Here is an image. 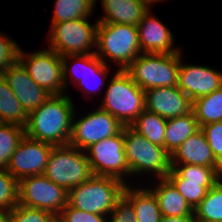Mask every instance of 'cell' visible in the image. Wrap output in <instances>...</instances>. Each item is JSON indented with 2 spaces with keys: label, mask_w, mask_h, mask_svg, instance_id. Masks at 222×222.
Returning <instances> with one entry per match:
<instances>
[{
  "label": "cell",
  "mask_w": 222,
  "mask_h": 222,
  "mask_svg": "<svg viewBox=\"0 0 222 222\" xmlns=\"http://www.w3.org/2000/svg\"><path fill=\"white\" fill-rule=\"evenodd\" d=\"M71 97L66 94L51 95L37 109L28 114L25 135L53 146L67 145L75 116Z\"/></svg>",
  "instance_id": "obj_1"
},
{
  "label": "cell",
  "mask_w": 222,
  "mask_h": 222,
  "mask_svg": "<svg viewBox=\"0 0 222 222\" xmlns=\"http://www.w3.org/2000/svg\"><path fill=\"white\" fill-rule=\"evenodd\" d=\"M125 185L113 177L92 175L68 191L67 204L84 212L108 216L123 195Z\"/></svg>",
  "instance_id": "obj_2"
},
{
  "label": "cell",
  "mask_w": 222,
  "mask_h": 222,
  "mask_svg": "<svg viewBox=\"0 0 222 222\" xmlns=\"http://www.w3.org/2000/svg\"><path fill=\"white\" fill-rule=\"evenodd\" d=\"M106 88L101 108L123 126H130L145 110V91L125 70H118Z\"/></svg>",
  "instance_id": "obj_3"
},
{
  "label": "cell",
  "mask_w": 222,
  "mask_h": 222,
  "mask_svg": "<svg viewBox=\"0 0 222 222\" xmlns=\"http://www.w3.org/2000/svg\"><path fill=\"white\" fill-rule=\"evenodd\" d=\"M125 155L130 176L148 172L157 179L171 171V154L162 146L151 143L131 126L123 127Z\"/></svg>",
  "instance_id": "obj_4"
},
{
  "label": "cell",
  "mask_w": 222,
  "mask_h": 222,
  "mask_svg": "<svg viewBox=\"0 0 222 222\" xmlns=\"http://www.w3.org/2000/svg\"><path fill=\"white\" fill-rule=\"evenodd\" d=\"M96 55L106 64L107 60L120 64L125 70L141 53L137 26L117 23H99Z\"/></svg>",
  "instance_id": "obj_5"
},
{
  "label": "cell",
  "mask_w": 222,
  "mask_h": 222,
  "mask_svg": "<svg viewBox=\"0 0 222 222\" xmlns=\"http://www.w3.org/2000/svg\"><path fill=\"white\" fill-rule=\"evenodd\" d=\"M180 52L173 54L141 53L125 71L144 91L178 85Z\"/></svg>",
  "instance_id": "obj_6"
},
{
  "label": "cell",
  "mask_w": 222,
  "mask_h": 222,
  "mask_svg": "<svg viewBox=\"0 0 222 222\" xmlns=\"http://www.w3.org/2000/svg\"><path fill=\"white\" fill-rule=\"evenodd\" d=\"M44 175L69 191L88 180L93 172L87 153L67 144L53 146Z\"/></svg>",
  "instance_id": "obj_7"
},
{
  "label": "cell",
  "mask_w": 222,
  "mask_h": 222,
  "mask_svg": "<svg viewBox=\"0 0 222 222\" xmlns=\"http://www.w3.org/2000/svg\"><path fill=\"white\" fill-rule=\"evenodd\" d=\"M88 18L52 23L49 33V49L62 56L96 53L90 49L97 45L99 22L91 25ZM94 45V46H93Z\"/></svg>",
  "instance_id": "obj_8"
},
{
  "label": "cell",
  "mask_w": 222,
  "mask_h": 222,
  "mask_svg": "<svg viewBox=\"0 0 222 222\" xmlns=\"http://www.w3.org/2000/svg\"><path fill=\"white\" fill-rule=\"evenodd\" d=\"M166 178L194 210L207 191L222 179V167L171 164V171Z\"/></svg>",
  "instance_id": "obj_9"
},
{
  "label": "cell",
  "mask_w": 222,
  "mask_h": 222,
  "mask_svg": "<svg viewBox=\"0 0 222 222\" xmlns=\"http://www.w3.org/2000/svg\"><path fill=\"white\" fill-rule=\"evenodd\" d=\"M93 175L113 177L125 184L130 175L125 155L123 128L116 134L92 144L85 150ZM125 176V177H124Z\"/></svg>",
  "instance_id": "obj_10"
},
{
  "label": "cell",
  "mask_w": 222,
  "mask_h": 222,
  "mask_svg": "<svg viewBox=\"0 0 222 222\" xmlns=\"http://www.w3.org/2000/svg\"><path fill=\"white\" fill-rule=\"evenodd\" d=\"M29 54L19 47L18 60L31 79L51 95L65 94L62 57L49 48Z\"/></svg>",
  "instance_id": "obj_11"
},
{
  "label": "cell",
  "mask_w": 222,
  "mask_h": 222,
  "mask_svg": "<svg viewBox=\"0 0 222 222\" xmlns=\"http://www.w3.org/2000/svg\"><path fill=\"white\" fill-rule=\"evenodd\" d=\"M68 191L44 174L29 176L19 181L18 204L43 209L58 216L67 205Z\"/></svg>",
  "instance_id": "obj_12"
},
{
  "label": "cell",
  "mask_w": 222,
  "mask_h": 222,
  "mask_svg": "<svg viewBox=\"0 0 222 222\" xmlns=\"http://www.w3.org/2000/svg\"><path fill=\"white\" fill-rule=\"evenodd\" d=\"M124 126L109 112L101 108L89 112L79 120L72 119L69 145L86 150L92 144L116 135Z\"/></svg>",
  "instance_id": "obj_13"
},
{
  "label": "cell",
  "mask_w": 222,
  "mask_h": 222,
  "mask_svg": "<svg viewBox=\"0 0 222 222\" xmlns=\"http://www.w3.org/2000/svg\"><path fill=\"white\" fill-rule=\"evenodd\" d=\"M53 145L23 137L11 155L6 170L18 181L25 177L44 174Z\"/></svg>",
  "instance_id": "obj_14"
},
{
  "label": "cell",
  "mask_w": 222,
  "mask_h": 222,
  "mask_svg": "<svg viewBox=\"0 0 222 222\" xmlns=\"http://www.w3.org/2000/svg\"><path fill=\"white\" fill-rule=\"evenodd\" d=\"M1 75L28 114L51 97L50 93L31 79L28 71L18 59L9 65Z\"/></svg>",
  "instance_id": "obj_15"
},
{
  "label": "cell",
  "mask_w": 222,
  "mask_h": 222,
  "mask_svg": "<svg viewBox=\"0 0 222 222\" xmlns=\"http://www.w3.org/2000/svg\"><path fill=\"white\" fill-rule=\"evenodd\" d=\"M180 52L177 87L192 101L222 86V73L207 66L185 65Z\"/></svg>",
  "instance_id": "obj_16"
},
{
  "label": "cell",
  "mask_w": 222,
  "mask_h": 222,
  "mask_svg": "<svg viewBox=\"0 0 222 222\" xmlns=\"http://www.w3.org/2000/svg\"><path fill=\"white\" fill-rule=\"evenodd\" d=\"M193 101L177 86L145 90V109L170 119L192 112Z\"/></svg>",
  "instance_id": "obj_17"
},
{
  "label": "cell",
  "mask_w": 222,
  "mask_h": 222,
  "mask_svg": "<svg viewBox=\"0 0 222 222\" xmlns=\"http://www.w3.org/2000/svg\"><path fill=\"white\" fill-rule=\"evenodd\" d=\"M148 9L137 25L139 43L142 53L173 54L180 52L174 48L170 29L159 19L151 16Z\"/></svg>",
  "instance_id": "obj_18"
},
{
  "label": "cell",
  "mask_w": 222,
  "mask_h": 222,
  "mask_svg": "<svg viewBox=\"0 0 222 222\" xmlns=\"http://www.w3.org/2000/svg\"><path fill=\"white\" fill-rule=\"evenodd\" d=\"M70 58H72V60L76 59V63L74 65H72L71 68L69 67V64H68V61L70 62V60H68V59H70ZM77 62H79V65ZM62 63H63V80H64V84H65V90H66V88H67L66 86L68 84L67 79L69 80L68 77L70 76V72H71V77L74 76V77H72L73 79H71V80H73L72 83L79 82V84H80L79 87H81V86H82V88L84 87L83 88L84 92H86V91L93 92L95 90L98 91V89L102 88L101 86H104V82H105L104 78L106 77L107 72L109 73L108 69H110L108 67V65L105 64L95 53L87 54V55L62 56ZM77 65L81 66V67H76ZM78 68L81 70L83 68V70H82V73H80L82 75L77 77L78 71H76V70ZM83 71H84V73H83ZM93 76H95V80H96V77L97 78L100 77V78H99L98 83H95L96 85L91 87L92 85H90L91 84L90 82H92V81L90 78H93ZM88 81H90V82H88Z\"/></svg>",
  "instance_id": "obj_19"
},
{
  "label": "cell",
  "mask_w": 222,
  "mask_h": 222,
  "mask_svg": "<svg viewBox=\"0 0 222 222\" xmlns=\"http://www.w3.org/2000/svg\"><path fill=\"white\" fill-rule=\"evenodd\" d=\"M171 164H190L205 167H222L215 159L201 128L188 137L172 154Z\"/></svg>",
  "instance_id": "obj_20"
},
{
  "label": "cell",
  "mask_w": 222,
  "mask_h": 222,
  "mask_svg": "<svg viewBox=\"0 0 222 222\" xmlns=\"http://www.w3.org/2000/svg\"><path fill=\"white\" fill-rule=\"evenodd\" d=\"M104 17L99 23H117L137 26L149 9L138 0H102Z\"/></svg>",
  "instance_id": "obj_21"
},
{
  "label": "cell",
  "mask_w": 222,
  "mask_h": 222,
  "mask_svg": "<svg viewBox=\"0 0 222 222\" xmlns=\"http://www.w3.org/2000/svg\"><path fill=\"white\" fill-rule=\"evenodd\" d=\"M160 182L150 189L157 198L162 216L179 217L193 214V209L182 194L167 178L158 179Z\"/></svg>",
  "instance_id": "obj_22"
},
{
  "label": "cell",
  "mask_w": 222,
  "mask_h": 222,
  "mask_svg": "<svg viewBox=\"0 0 222 222\" xmlns=\"http://www.w3.org/2000/svg\"><path fill=\"white\" fill-rule=\"evenodd\" d=\"M123 195L132 203L137 222H161L162 213L150 188H132L125 185Z\"/></svg>",
  "instance_id": "obj_23"
},
{
  "label": "cell",
  "mask_w": 222,
  "mask_h": 222,
  "mask_svg": "<svg viewBox=\"0 0 222 222\" xmlns=\"http://www.w3.org/2000/svg\"><path fill=\"white\" fill-rule=\"evenodd\" d=\"M200 129L194 112L167 119L164 148L172 154L188 137Z\"/></svg>",
  "instance_id": "obj_24"
},
{
  "label": "cell",
  "mask_w": 222,
  "mask_h": 222,
  "mask_svg": "<svg viewBox=\"0 0 222 222\" xmlns=\"http://www.w3.org/2000/svg\"><path fill=\"white\" fill-rule=\"evenodd\" d=\"M28 113L0 74V123H9L26 127Z\"/></svg>",
  "instance_id": "obj_25"
},
{
  "label": "cell",
  "mask_w": 222,
  "mask_h": 222,
  "mask_svg": "<svg viewBox=\"0 0 222 222\" xmlns=\"http://www.w3.org/2000/svg\"><path fill=\"white\" fill-rule=\"evenodd\" d=\"M192 111L200 127L222 121V86L208 95L195 99Z\"/></svg>",
  "instance_id": "obj_26"
},
{
  "label": "cell",
  "mask_w": 222,
  "mask_h": 222,
  "mask_svg": "<svg viewBox=\"0 0 222 222\" xmlns=\"http://www.w3.org/2000/svg\"><path fill=\"white\" fill-rule=\"evenodd\" d=\"M166 123L167 119L145 109L130 126L151 143L164 147Z\"/></svg>",
  "instance_id": "obj_27"
},
{
  "label": "cell",
  "mask_w": 222,
  "mask_h": 222,
  "mask_svg": "<svg viewBox=\"0 0 222 222\" xmlns=\"http://www.w3.org/2000/svg\"><path fill=\"white\" fill-rule=\"evenodd\" d=\"M96 0H56L52 23L89 18Z\"/></svg>",
  "instance_id": "obj_28"
},
{
  "label": "cell",
  "mask_w": 222,
  "mask_h": 222,
  "mask_svg": "<svg viewBox=\"0 0 222 222\" xmlns=\"http://www.w3.org/2000/svg\"><path fill=\"white\" fill-rule=\"evenodd\" d=\"M193 213L197 221H222V179L207 191Z\"/></svg>",
  "instance_id": "obj_29"
},
{
  "label": "cell",
  "mask_w": 222,
  "mask_h": 222,
  "mask_svg": "<svg viewBox=\"0 0 222 222\" xmlns=\"http://www.w3.org/2000/svg\"><path fill=\"white\" fill-rule=\"evenodd\" d=\"M25 136V128L15 124L0 123V169H6L11 155Z\"/></svg>",
  "instance_id": "obj_30"
},
{
  "label": "cell",
  "mask_w": 222,
  "mask_h": 222,
  "mask_svg": "<svg viewBox=\"0 0 222 222\" xmlns=\"http://www.w3.org/2000/svg\"><path fill=\"white\" fill-rule=\"evenodd\" d=\"M19 181L6 169H0V211H11L18 204Z\"/></svg>",
  "instance_id": "obj_31"
},
{
  "label": "cell",
  "mask_w": 222,
  "mask_h": 222,
  "mask_svg": "<svg viewBox=\"0 0 222 222\" xmlns=\"http://www.w3.org/2000/svg\"><path fill=\"white\" fill-rule=\"evenodd\" d=\"M55 215L49 211L17 204L11 210L12 222H53Z\"/></svg>",
  "instance_id": "obj_32"
},
{
  "label": "cell",
  "mask_w": 222,
  "mask_h": 222,
  "mask_svg": "<svg viewBox=\"0 0 222 222\" xmlns=\"http://www.w3.org/2000/svg\"><path fill=\"white\" fill-rule=\"evenodd\" d=\"M215 159L222 165V121L212 122L200 127Z\"/></svg>",
  "instance_id": "obj_33"
},
{
  "label": "cell",
  "mask_w": 222,
  "mask_h": 222,
  "mask_svg": "<svg viewBox=\"0 0 222 222\" xmlns=\"http://www.w3.org/2000/svg\"><path fill=\"white\" fill-rule=\"evenodd\" d=\"M58 216L64 222H108V216L84 212L68 204Z\"/></svg>",
  "instance_id": "obj_34"
},
{
  "label": "cell",
  "mask_w": 222,
  "mask_h": 222,
  "mask_svg": "<svg viewBox=\"0 0 222 222\" xmlns=\"http://www.w3.org/2000/svg\"><path fill=\"white\" fill-rule=\"evenodd\" d=\"M110 215L108 222H137L133 205L124 195L117 200Z\"/></svg>",
  "instance_id": "obj_35"
},
{
  "label": "cell",
  "mask_w": 222,
  "mask_h": 222,
  "mask_svg": "<svg viewBox=\"0 0 222 222\" xmlns=\"http://www.w3.org/2000/svg\"><path fill=\"white\" fill-rule=\"evenodd\" d=\"M19 46L0 33V74L18 59Z\"/></svg>",
  "instance_id": "obj_36"
},
{
  "label": "cell",
  "mask_w": 222,
  "mask_h": 222,
  "mask_svg": "<svg viewBox=\"0 0 222 222\" xmlns=\"http://www.w3.org/2000/svg\"><path fill=\"white\" fill-rule=\"evenodd\" d=\"M161 222H198L195 218L194 213L186 216L170 217L162 216Z\"/></svg>",
  "instance_id": "obj_37"
},
{
  "label": "cell",
  "mask_w": 222,
  "mask_h": 222,
  "mask_svg": "<svg viewBox=\"0 0 222 222\" xmlns=\"http://www.w3.org/2000/svg\"><path fill=\"white\" fill-rule=\"evenodd\" d=\"M0 222H12L11 211H0Z\"/></svg>",
  "instance_id": "obj_38"
},
{
  "label": "cell",
  "mask_w": 222,
  "mask_h": 222,
  "mask_svg": "<svg viewBox=\"0 0 222 222\" xmlns=\"http://www.w3.org/2000/svg\"><path fill=\"white\" fill-rule=\"evenodd\" d=\"M138 1H140V2H142L147 8H149L150 9V6L152 5V4H154L155 2L157 3L158 1H161L162 2V0H138Z\"/></svg>",
  "instance_id": "obj_39"
},
{
  "label": "cell",
  "mask_w": 222,
  "mask_h": 222,
  "mask_svg": "<svg viewBox=\"0 0 222 222\" xmlns=\"http://www.w3.org/2000/svg\"><path fill=\"white\" fill-rule=\"evenodd\" d=\"M53 222H64L59 216H55Z\"/></svg>",
  "instance_id": "obj_40"
},
{
  "label": "cell",
  "mask_w": 222,
  "mask_h": 222,
  "mask_svg": "<svg viewBox=\"0 0 222 222\" xmlns=\"http://www.w3.org/2000/svg\"><path fill=\"white\" fill-rule=\"evenodd\" d=\"M198 222H222V221H198Z\"/></svg>",
  "instance_id": "obj_41"
}]
</instances>
